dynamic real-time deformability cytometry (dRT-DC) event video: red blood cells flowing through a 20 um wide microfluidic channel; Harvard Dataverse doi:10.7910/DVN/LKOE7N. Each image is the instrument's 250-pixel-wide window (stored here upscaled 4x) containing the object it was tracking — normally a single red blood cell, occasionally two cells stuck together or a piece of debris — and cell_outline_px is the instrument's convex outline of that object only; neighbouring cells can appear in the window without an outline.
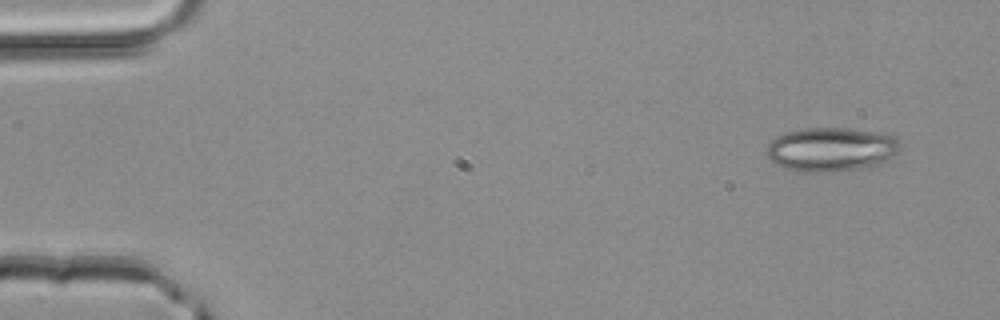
{"species": "common noctule bat (a hibernating species)", "species_latin": "Nyctalus noctula", "temperature_condition": "room temperature", "stored_images_in_passage": 2, "camera_frame_rate_fps": 3000, "um_per_image_px": 0.085, "animal": {"sex": "male", "body_mass_g": 20.4}, "frame": {"image": 1, "passage_image": 1, "time_ms": 0.0, "image_size_px": [1000, 320], "cell_outline_px": [[900, 152], [884, 164], [860, 168], [832, 172], [796, 172], [784, 168], [776, 164], [768, 156], [768, 144], [776, 136], [784, 132], [808, 128], [844, 128], [872, 132], [896, 136], [900, 148]], "centroid_in_image_um": [70.67, 12.72], "position_along_channel_um": 14.3, "area_um2": 34.45}}